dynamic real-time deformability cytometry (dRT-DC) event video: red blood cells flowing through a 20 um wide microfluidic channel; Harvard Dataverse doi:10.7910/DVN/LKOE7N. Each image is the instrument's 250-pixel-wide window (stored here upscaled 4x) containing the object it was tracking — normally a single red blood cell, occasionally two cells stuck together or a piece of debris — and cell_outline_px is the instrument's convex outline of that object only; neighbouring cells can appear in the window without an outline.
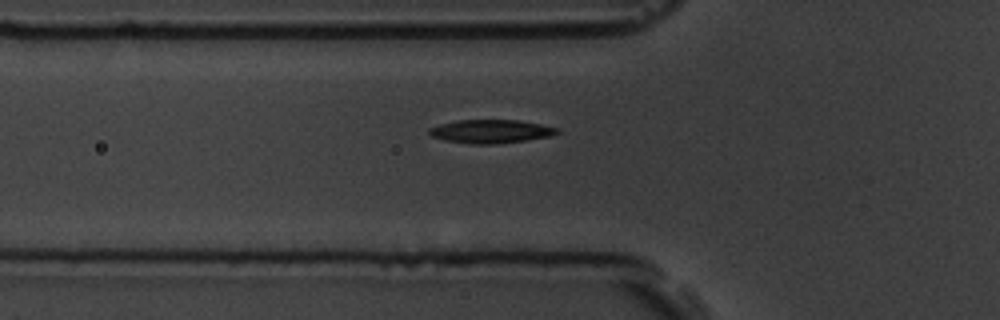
{"species": "common noctule bat (a hibernating species)", "species_latin": "Nyctalus noctula", "temperature_condition": "room temperature", "stored_images_in_passage": 5, "camera_frame_rate_fps": 3000, "um_per_image_px": 0.085, "animal": {"sex": "male", "body_mass_g": 19.5, "forearm_length_mm": 54.6}, "frame": {"image": 1, "passage_image": 5, "time_ms": 5.333, "image_size_px": [1000, 320], "cell_outline_px": [[560, 132], [548, 136], [524, 140], [496, 144], [472, 144], [444, 140], [432, 136], [428, 132], [428, 128], [440, 124], [456, 120], [516, 120], [540, 124], [560, 128]], "centroid_in_image_um": [41.69, 11.16], "position_along_channel_um": 84.1, "area_um2": 17.4}}